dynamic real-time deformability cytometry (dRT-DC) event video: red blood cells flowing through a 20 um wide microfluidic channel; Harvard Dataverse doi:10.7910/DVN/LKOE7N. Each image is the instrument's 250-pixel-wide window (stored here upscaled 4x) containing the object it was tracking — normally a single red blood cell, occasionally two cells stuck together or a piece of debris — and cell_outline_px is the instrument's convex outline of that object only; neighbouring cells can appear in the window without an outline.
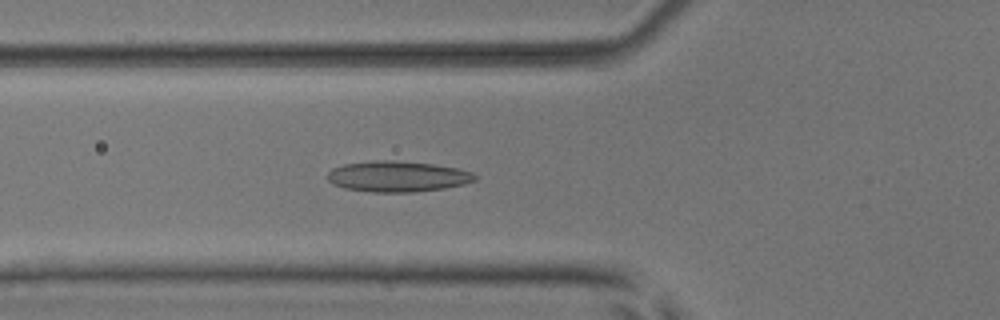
{"species": "common noctule bat (a hibernating species)", "species_latin": "Nyctalus noctula", "temperature_condition": "room temperature", "stored_images_in_passage": 53, "camera_frame_rate_fps": 3000, "um_per_image_px": 0.085, "animal": {"sex": "male", "body_mass_g": 17.9, "forearm_length_mm": 54.2}, "frame": {"image": 1, "passage_image": 20, "time_ms": 6.333, "image_size_px": [1000, 320], "cell_outline_px": [[476, 180], [464, 184], [444, 188], [416, 192], [372, 192], [344, 188], [332, 184], [328, 180], [328, 172], [332, 168], [344, 164], [372, 160], [392, 160], [432, 164], [456, 168], [472, 172], [476, 176]], "centroid_in_image_um": [33.76, 15.0], "position_along_channel_um": 92.0, "area_um2": 26.47}}
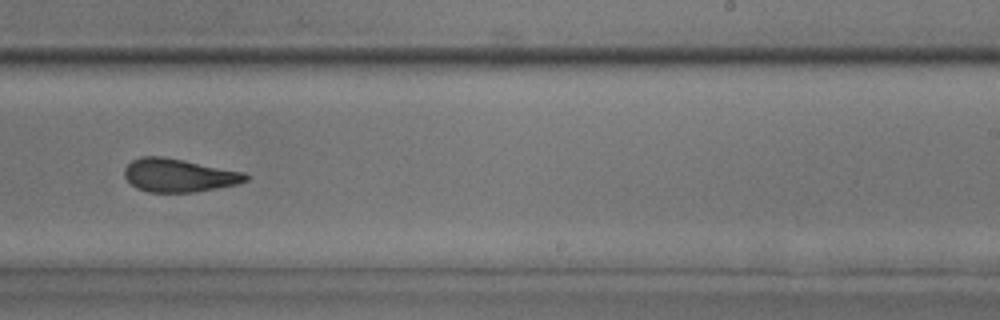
{"frame": {"image": 2, "passage_image": 34, "time_ms": 11.0, "image_size_px": [1000, 320], "cell_outline_px": [[248, 180], [236, 184], [216, 188], [192, 192], [148, 192], [136, 188], [124, 176], [124, 168], [132, 160], [140, 156], [164, 156], [244, 172], [248, 176]], "centroid_in_image_um": [15.16, 14.89], "position_along_channel_um": 273.8, "area_um2": 23.41}}
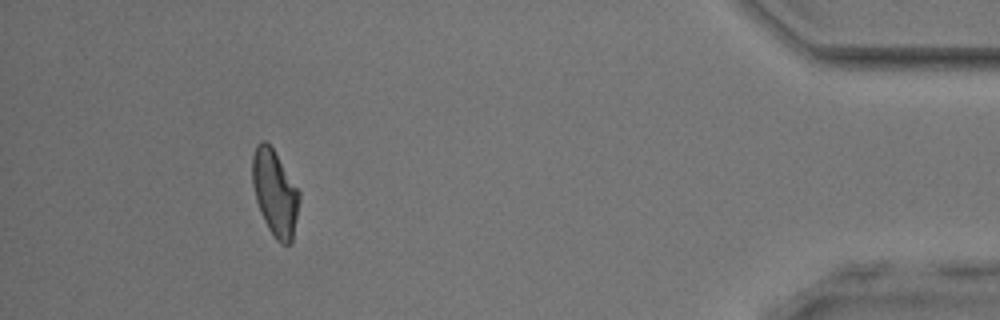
{"frame": {"image": 3, "passage_image": 49, "time_ms": 16.0, "image_size_px": [1000, 320], "cell_outline_px": [[300, 200], [292, 244], [280, 244], [276, 240], [268, 228], [260, 212], [256, 200], [252, 184], [252, 156], [256, 144], [260, 140], [264, 140], [272, 148], [300, 192]], "centroid_in_image_um": [23.36, 16.42], "position_along_channel_um": 411.8, "area_um2": 23.52}, "authors_computed_cell_mechanics": {"area_um2": 24.5072, "velocity_mm_per_s": 3.9036, "shape_relaxation_time_tau1_ms": null, "shape_relaxation_time_tau2_ms": 2.0372, "deformation_change_tau1": null, "deformation_change_tau2": 0.1055}}